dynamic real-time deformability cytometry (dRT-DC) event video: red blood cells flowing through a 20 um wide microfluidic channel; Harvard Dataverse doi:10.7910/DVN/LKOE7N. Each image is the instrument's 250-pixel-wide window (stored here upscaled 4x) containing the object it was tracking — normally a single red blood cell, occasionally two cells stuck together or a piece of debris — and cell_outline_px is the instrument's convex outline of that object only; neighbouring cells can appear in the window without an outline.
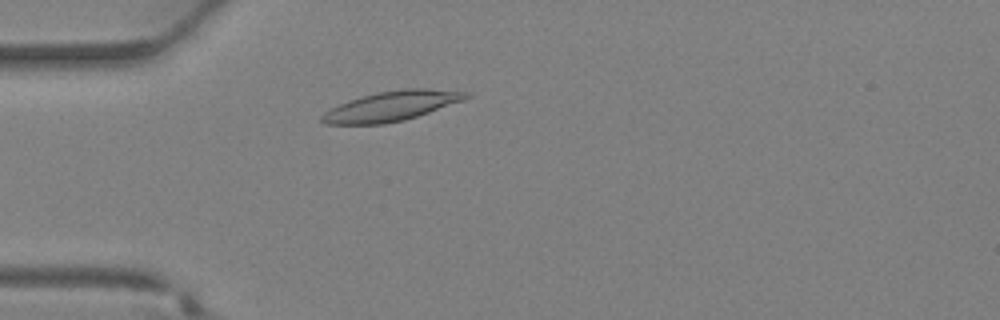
{"species": "Egyptian fruit bat (a non-hibernating species)", "species_latin": "Rousettus aegyptiacus", "temperature_condition": "warm", "stored_images_in_passage": 32, "camera_frame_rate_fps": 3000, "um_per_image_px": 0.085, "animal": {"sex": "female"}, "frame": {"image": 1, "passage_image": 7, "time_ms": 2.0, "image_size_px": [1000, 320], "cell_outline_px": [[472, 96], [464, 100], [404, 120], [384, 124], [324, 124], [320, 120], [320, 116], [324, 112], [340, 104], [376, 92], [404, 88], [428, 88], [468, 92]], "centroid_in_image_um": [33.29, 9.01], "position_along_channel_um": 51.7, "area_um2": 24.8}}
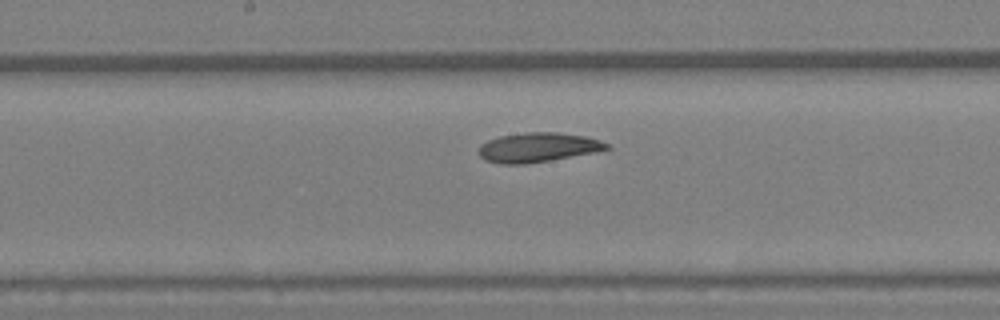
{"frame": {"image": 2, "passage_image": 16, "time_ms": 5.0, "image_size_px": [1000, 320], "cell_outline_px": [[612, 148], [592, 152], [548, 160], [524, 164], [500, 164], [484, 160], [480, 156], [480, 144], [488, 140], [500, 136], [528, 132], [556, 132], [584, 136], [600, 140], [608, 144]], "centroid_in_image_um": [45.69, 12.52], "position_along_channel_um": 202.5, "area_um2": 21.62}}
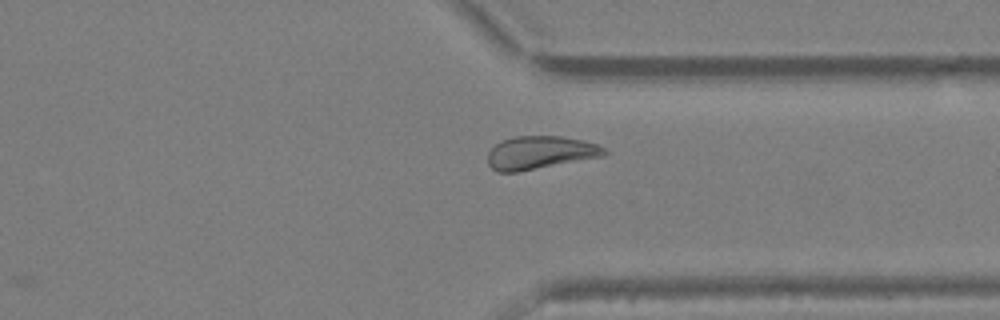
{"frame": {"image": 3, "passage_image": 25, "time_ms": 8.0, "image_size_px": [1000, 320], "cell_outline_px": [[608, 152], [604, 156], [516, 172], [496, 172], [488, 164], [488, 152], [500, 140], [516, 136], [560, 136], [580, 140], [596, 144], [604, 148]], "centroid_in_image_um": [45.88, 12.97], "position_along_channel_um": 365.5, "area_um2": 22.31}}